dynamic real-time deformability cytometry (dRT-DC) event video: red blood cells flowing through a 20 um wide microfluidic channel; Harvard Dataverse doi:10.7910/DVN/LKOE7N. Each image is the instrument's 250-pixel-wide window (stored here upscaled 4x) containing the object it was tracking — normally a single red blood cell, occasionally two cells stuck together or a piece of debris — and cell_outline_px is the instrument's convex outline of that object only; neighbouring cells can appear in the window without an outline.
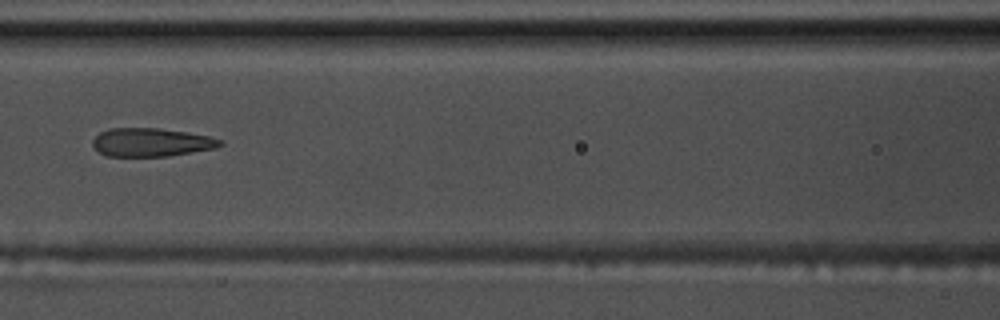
{"species": "common noctule bat (a hibernating species)", "species_latin": "Nyctalus noctula", "temperature_condition": "warm", "stored_images_in_passage": 5, "camera_frame_rate_fps": 3000, "um_per_image_px": 0.085, "animal": {"sex": "male", "body_mass_g": 17.5, "forearm_length_mm": 52.3}, "frame": {"image": 1, "passage_image": 4, "time_ms": 1.0, "image_size_px": [1000, 320], "cell_outline_px": [[224, 144], [216, 148], [168, 156], [104, 156], [92, 144], [92, 140], [100, 132], [112, 128], [160, 128], [208, 136], [224, 140]], "centroid_in_image_um": [12.87, 12.1], "position_along_channel_um": 153.7, "area_um2": 21.04}}
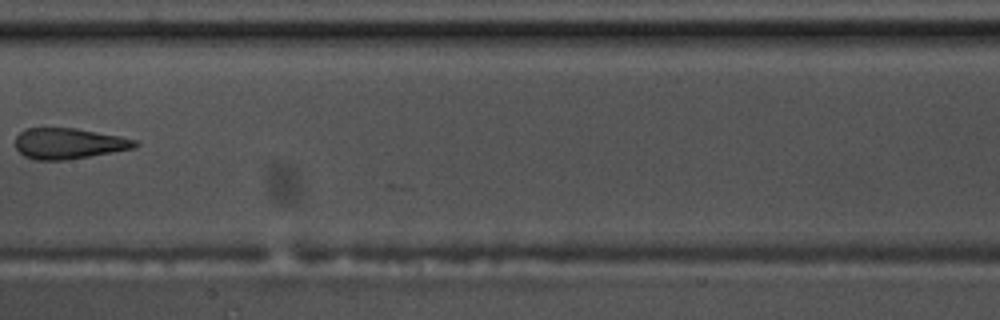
{"frame": {"image": 2, "passage_image": 5, "time_ms": 1.333, "image_size_px": [1000, 320], "cell_outline_px": [[140, 144], [136, 148], [68, 160], [32, 160], [24, 156], [16, 148], [16, 136], [24, 128], [76, 128], [120, 136], [136, 140]], "centroid_in_image_um": [5.85, 12.2], "position_along_channel_um": 201.6, "area_um2": 21.68}}